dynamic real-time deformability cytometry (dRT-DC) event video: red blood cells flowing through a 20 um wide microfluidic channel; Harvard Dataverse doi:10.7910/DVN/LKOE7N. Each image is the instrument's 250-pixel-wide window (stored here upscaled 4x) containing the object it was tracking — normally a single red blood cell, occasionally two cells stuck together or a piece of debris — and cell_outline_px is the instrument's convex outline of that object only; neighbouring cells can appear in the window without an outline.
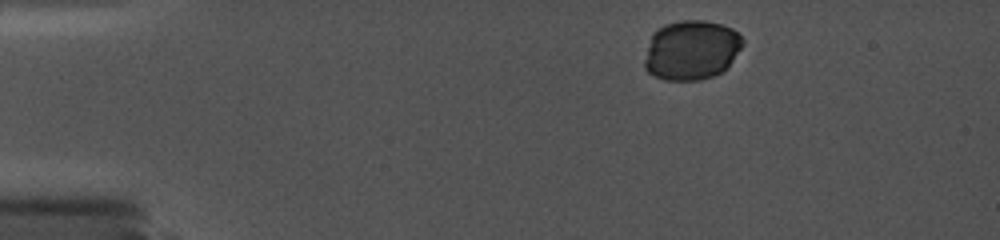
{"species": "common noctule bat (a hibernating species)", "species_latin": "Nyctalus noctula", "temperature_condition": "cold", "stored_images_in_passage": 17, "camera_frame_rate_fps": 5000, "um_per_image_px": 0.085, "animal": {"sex": "female", "body_mass_g": 19.0, "forearm_length_mm": 56.7}, "frame": {"image": 1, "passage_image": 1, "time_ms": 0.0, "image_size_px": [1000, 240], "cell_outline_px": [[744, 44], [728, 68], [712, 76], [700, 80], [664, 80], [652, 76], [644, 68], [644, 60], [652, 36], [660, 28], [668, 24], [684, 20], [700, 20], [720, 24], [732, 28], [744, 40]], "centroid_in_image_um": [58.79, 4.28], "position_along_channel_um": 26.2, "area_um2": 33.93}}